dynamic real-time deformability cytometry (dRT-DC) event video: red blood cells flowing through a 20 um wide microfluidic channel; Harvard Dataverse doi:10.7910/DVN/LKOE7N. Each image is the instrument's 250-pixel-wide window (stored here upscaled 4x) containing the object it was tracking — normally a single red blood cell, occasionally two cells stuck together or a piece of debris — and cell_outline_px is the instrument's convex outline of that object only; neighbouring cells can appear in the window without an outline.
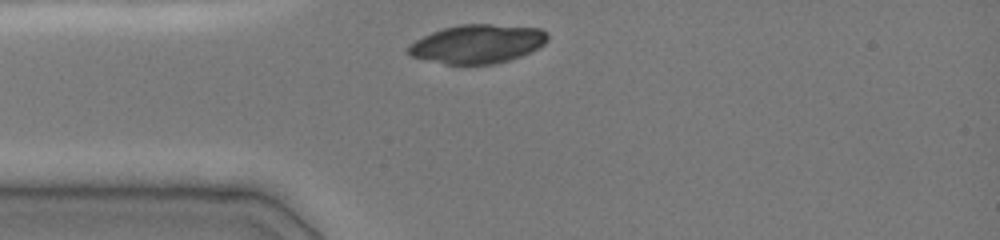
{"species": "common noctule bat (a hibernating species)", "species_latin": "Nyctalus noctula", "temperature_condition": "cold", "stored_images_in_passage": 3, "camera_frame_rate_fps": 3000, "um_per_image_px": 0.085, "animal": {"sex": "female", "body_mass_g": 19.0, "forearm_length_mm": 51.5}, "frame": {"image": 1, "passage_image": 1, "time_ms": 0.0, "image_size_px": [1000, 240], "cell_outline_px": [[548, 40], [544, 44], [520, 56], [496, 64], [444, 64], [408, 56], [408, 48], [416, 40], [432, 32], [444, 28], [460, 24], [492, 24], [540, 28], [548, 32]], "centroid_in_image_um": [40.59, 3.73], "position_along_channel_um": 44.4, "area_um2": 31.33}}